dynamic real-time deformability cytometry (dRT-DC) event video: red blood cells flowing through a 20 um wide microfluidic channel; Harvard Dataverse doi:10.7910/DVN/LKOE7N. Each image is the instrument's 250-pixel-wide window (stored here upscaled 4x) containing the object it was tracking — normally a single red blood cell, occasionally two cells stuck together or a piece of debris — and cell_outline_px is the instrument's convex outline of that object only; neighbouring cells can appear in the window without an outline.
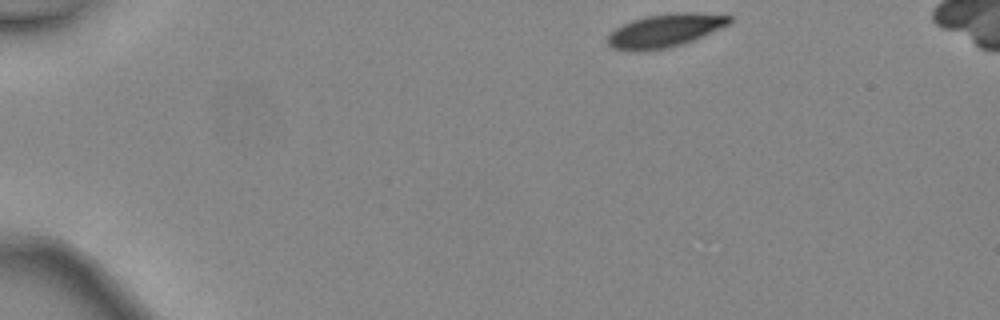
{"species": "common noctule bat (a hibernating species)", "species_latin": "Nyctalus noctula", "temperature_condition": "warm", "stored_images_in_passage": 39, "camera_frame_rate_fps": 3000, "um_per_image_px": 0.085, "animal": {"sex": "female", "body_mass_g": 24.6, "forearm_length_mm": 56.2}, "frame": {"image": 1, "passage_image": 1, "time_ms": 0.0, "image_size_px": [1000, 320], "cell_outline_px": [[732, 20], [728, 24], [692, 40], [668, 48], [612, 48], [608, 44], [608, 36], [616, 28], [632, 20], [644, 16], [672, 12], [692, 12], [732, 16]], "centroid_in_image_um": [56.56, 2.53], "position_along_channel_um": 28.4, "area_um2": 22.54}}
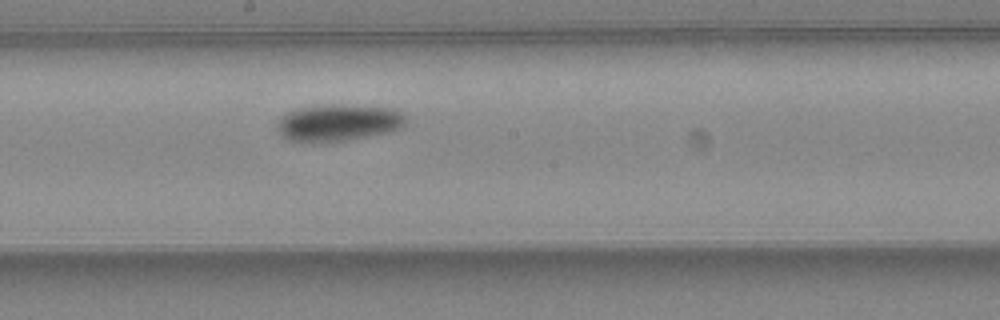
{"frame": {"image": 2, "passage_image": 20, "time_ms": 6.333, "image_size_px": [1000, 320], "cell_outline_px": [[408, 120], [400, 128], [388, 132], [348, 140], [320, 144], [312, 144], [288, 140], [280, 136], [276, 128], [276, 124], [288, 112], [300, 108], [328, 104], [360, 104], [392, 108], [400, 112]], "centroid_in_image_um": [28.74, 10.44], "position_along_channel_um": 219.5, "area_um2": 28.38}}
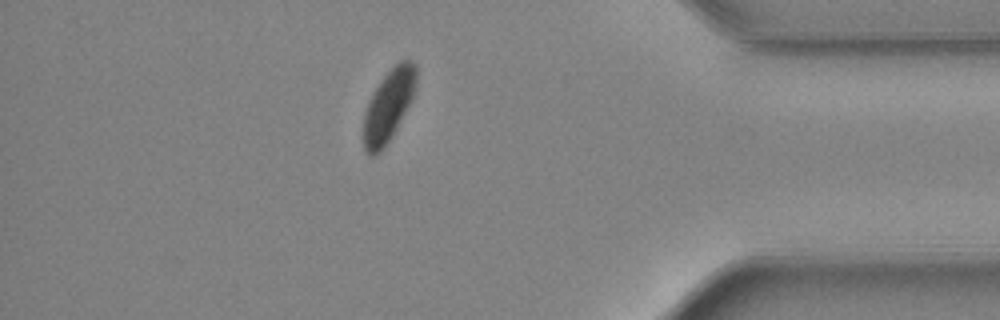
{"frame": {"image": 3, "passage_image": 34, "time_ms": 11.0, "image_size_px": [1000, 320], "cell_outline_px": [[416, 88], [412, 100], [396, 128], [380, 152], [376, 156], [368, 156], [364, 152], [360, 136], [364, 112], [368, 100], [380, 80], [400, 60], [412, 60], [416, 64]], "centroid_in_image_um": [32.96, 9.03], "position_along_channel_um": 402.2, "area_um2": 22.6}, "authors_computed_cell_mechanics": {"area_um2": 25.4898, "velocity_mm_per_s": 4.5118, "shape_relaxation_time_tau1_ms": 3.0037, "shape_relaxation_time_tau2_ms": null, "deformation_change_tau1": 0.1315, "deformation_change_tau2": null}}